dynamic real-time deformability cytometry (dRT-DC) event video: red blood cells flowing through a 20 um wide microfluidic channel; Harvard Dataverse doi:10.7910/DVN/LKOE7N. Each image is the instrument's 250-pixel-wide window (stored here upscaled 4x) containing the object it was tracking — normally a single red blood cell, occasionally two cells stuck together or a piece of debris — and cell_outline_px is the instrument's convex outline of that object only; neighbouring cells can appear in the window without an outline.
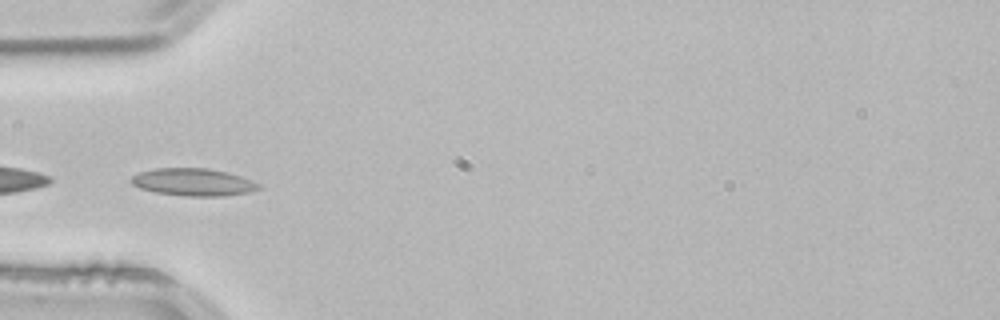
{"species": "common noctule bat (a hibernating species)", "species_latin": "Nyctalus noctula", "temperature_condition": "room temperature", "stored_images_in_passage": 36, "camera_frame_rate_fps": 3000, "um_per_image_px": 0.085, "animal": {"sex": "male", "body_mass_g": 21.5, "forearm_length_mm": 52.0}, "frame": {"image": 1, "passage_image": 6, "time_ms": 1.667, "image_size_px": [1000, 320], "cell_outline_px": [[264, 188], [248, 192], [224, 196], [184, 196], [156, 192], [140, 188], [132, 184], [128, 180], [132, 176], [140, 172], [156, 168], [208, 168], [228, 172], [240, 176], [260, 184]], "centroid_in_image_um": [16.43, 15.48], "position_along_channel_um": 68.6, "area_um2": 20.46}, "authors_computed_cell_mechanics": {"area_um2": 18.2359, "velocity_mm_per_s": 3.7879, "shape_relaxation_time_tau1_ms": 4.2706, "shape_relaxation_time_tau2_ms": 1.3862, "deformation_change_tau1": 0.1085, "deformation_change_tau2": 0.0519}}